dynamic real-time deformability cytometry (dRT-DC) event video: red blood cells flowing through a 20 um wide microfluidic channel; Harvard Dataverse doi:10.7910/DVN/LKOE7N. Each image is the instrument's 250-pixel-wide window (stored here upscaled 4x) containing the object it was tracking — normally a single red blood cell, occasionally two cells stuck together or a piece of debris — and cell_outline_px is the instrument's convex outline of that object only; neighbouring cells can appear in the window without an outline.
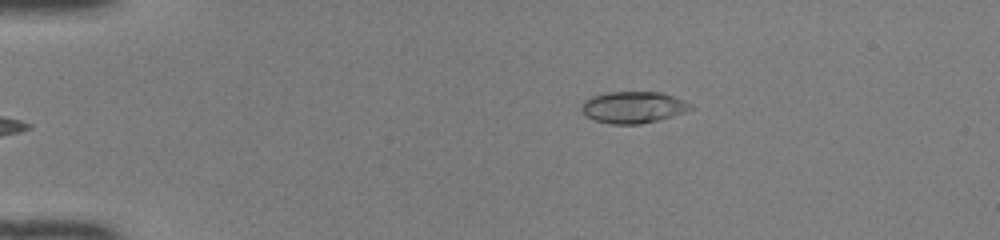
{"species": "common noctule bat (a hibernating species)", "species_latin": "Nyctalus noctula", "temperature_condition": "room temperature", "stored_images_in_passage": 40, "camera_frame_rate_fps": 3000, "um_per_image_px": 0.085, "animal": {"sex": "female", "body_mass_g": 22.0, "forearm_length_mm": 56.7}, "frame": {"image": 1, "passage_image": 1, "time_ms": 0.0, "image_size_px": [1000, 240], "cell_outline_px": [[692, 108], [684, 112], [672, 116], [640, 124], [612, 124], [596, 120], [588, 116], [580, 108], [584, 100], [592, 96], [608, 92], [660, 92], [684, 100], [692, 104]], "centroid_in_image_um": [53.82, 9.11], "position_along_channel_um": 31.2, "area_um2": 19.83}}
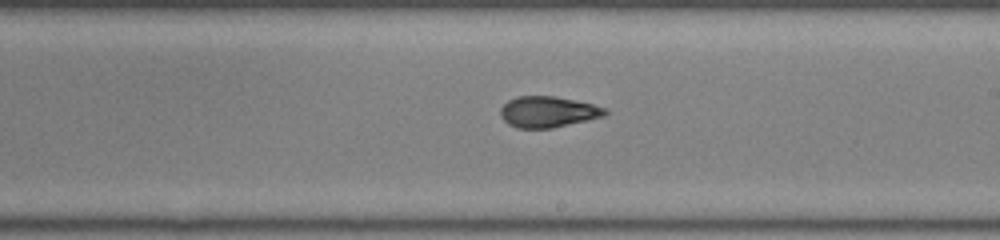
{"frame": {"image": 2, "passage_image": 21, "time_ms": 6.667, "image_size_px": [1000, 240], "cell_outline_px": [[608, 112], [604, 116], [552, 128], [516, 128], [508, 124], [500, 116], [500, 108], [508, 100], [516, 96], [556, 96], [592, 104], [608, 108]], "centroid_in_image_um": [46.56, 9.5], "position_along_channel_um": 242.4, "area_um2": 18.96}}
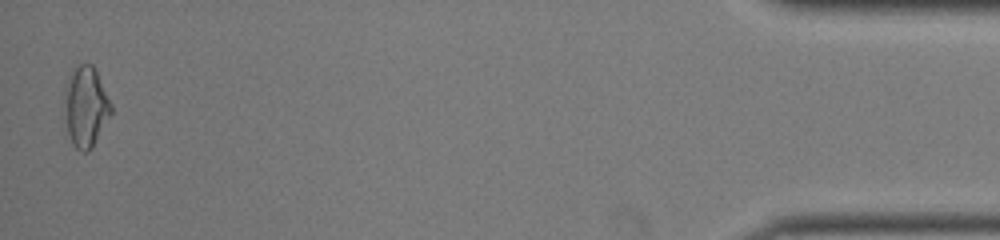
{"frame": {"image": 3, "passage_image": 40, "time_ms": 13.0, "image_size_px": [1000, 240], "cell_outline_px": [[112, 112], [92, 148], [88, 152], [80, 152], [72, 144], [68, 132], [64, 84], [72, 68], [80, 64], [92, 64], [112, 104]], "centroid_in_image_um": [7.29, 9.06], "position_along_channel_um": 427.9, "area_um2": 21.68}, "authors_computed_cell_mechanics": {"area_um2": 19.2474, "velocity_mm_per_s": 4.1639, "shape_relaxation_time_tau1_ms": null, "shape_relaxation_time_tau2_ms": 1.4662, "deformation_change_tau1": null, "deformation_change_tau2": 0.0658}}